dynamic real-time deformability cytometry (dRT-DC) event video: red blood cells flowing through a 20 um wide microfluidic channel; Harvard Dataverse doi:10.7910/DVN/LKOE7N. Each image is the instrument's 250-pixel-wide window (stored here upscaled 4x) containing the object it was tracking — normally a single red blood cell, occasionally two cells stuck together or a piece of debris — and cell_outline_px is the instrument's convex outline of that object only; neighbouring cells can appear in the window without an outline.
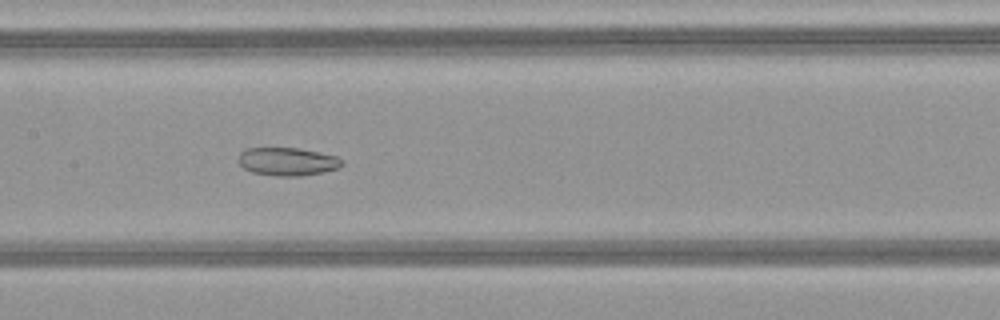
{"species": "common noctule bat (a hibernating species)", "species_latin": "Nyctalus noctula", "temperature_condition": "warm", "stored_images_in_passage": 52, "camera_frame_rate_fps": 3000, "um_per_image_px": 0.085, "animal": {"sex": "female", "body_mass_g": 21.9}, "frame": {"image": 1, "passage_image": 26, "time_ms": 8.333, "image_size_px": [1000, 320], "cell_outline_px": [[344, 164], [340, 168], [324, 172], [300, 176], [276, 176], [252, 172], [244, 168], [236, 160], [236, 156], [244, 148], [300, 148], [320, 152], [336, 156], [344, 160]], "centroid_in_image_um": [24.43, 13.73], "position_along_channel_um": 183.0, "area_um2": 17.34}}
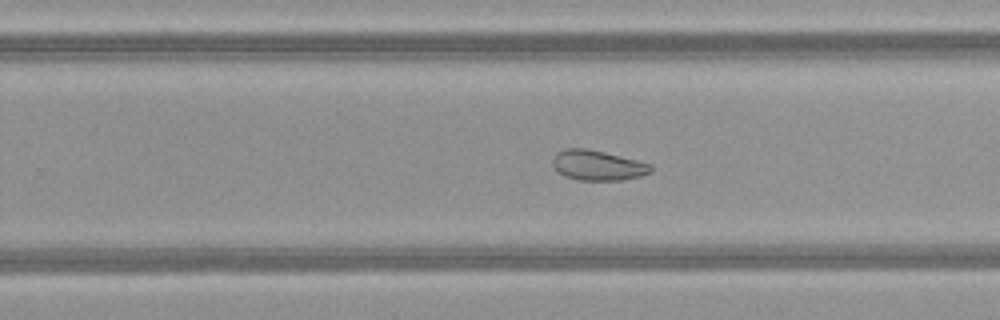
{"frame": {"image": 2, "passage_image": 33, "time_ms": 10.667, "image_size_px": [1000, 320], "cell_outline_px": [[652, 172], [640, 176], [624, 180], [580, 180], [564, 176], [552, 164], [552, 160], [556, 152], [564, 148], [588, 148], [652, 164]], "centroid_in_image_um": [50.81, 14.05], "position_along_channel_um": 279.0, "area_um2": 17.22}}
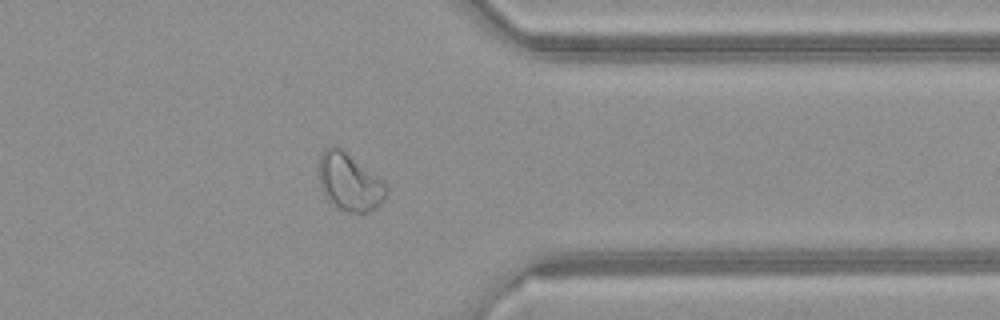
{"frame": {"image": 3, "passage_image": 41, "time_ms": 13.333, "image_size_px": [1000, 320], "cell_outline_px": [[388, 192], [380, 204], [376, 208], [368, 212], [348, 212], [336, 208], [328, 200], [320, 188], [316, 168], [320, 152], [328, 144], [336, 144], [344, 148], [380, 176], [388, 188]], "centroid_in_image_um": [29.66, 15.39], "position_along_channel_um": 381.7, "area_um2": 23.93}, "authors_computed_cell_mechanics": {"area_um2": 25.4031, "velocity_mm_per_s": 4.129, "shape_relaxation_time_tau1_ms": null, "shape_relaxation_time_tau2_ms": 3.7364, "deformation_change_tau1": null, "deformation_change_tau2": 0.0936}}